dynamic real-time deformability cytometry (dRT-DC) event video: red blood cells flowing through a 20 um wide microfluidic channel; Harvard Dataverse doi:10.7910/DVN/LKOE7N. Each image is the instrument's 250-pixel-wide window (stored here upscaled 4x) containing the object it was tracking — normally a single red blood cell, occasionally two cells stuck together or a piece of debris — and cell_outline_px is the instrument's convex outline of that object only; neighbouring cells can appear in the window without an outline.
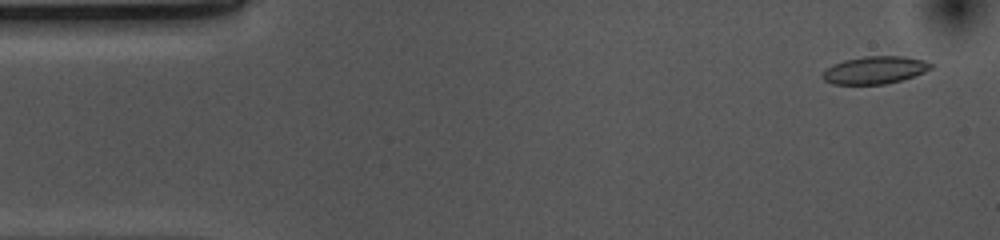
{"species": "common noctule bat (a hibernating species)", "species_latin": "Nyctalus noctula", "temperature_condition": "cold", "stored_images_in_passage": 52, "camera_frame_rate_fps": 3000, "um_per_image_px": 0.085, "animal": {"sex": "female", "body_mass_g": 10.0, "forearm_length_mm": 53.1}, "frame": {"image": 1, "passage_image": 2, "time_ms": 0.333, "image_size_px": [1000, 240], "cell_outline_px": [[932, 68], [924, 72], [900, 80], [884, 84], [832, 84], [824, 80], [820, 76], [820, 72], [832, 64], [844, 60], [864, 56], [904, 56], [924, 60], [932, 64]], "centroid_in_image_um": [74.29, 5.95], "position_along_channel_um": 10.7, "area_um2": 17.46}}
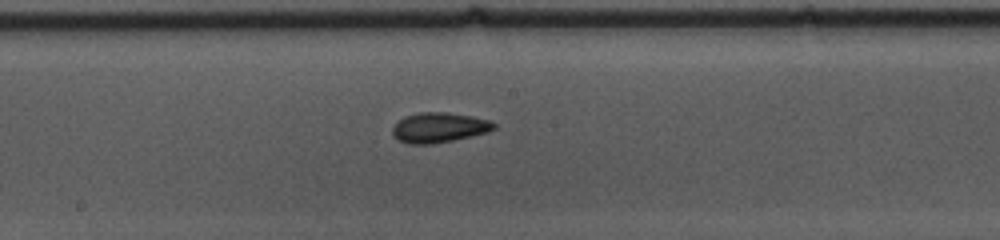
{"frame": {"image": 2, "passage_image": 26, "time_ms": 8.333, "image_size_px": [1000, 240], "cell_outline_px": [[496, 128], [488, 132], [472, 136], [432, 144], [408, 144], [400, 140], [392, 132], [392, 128], [404, 116], [420, 112], [444, 112], [472, 116], [492, 120], [496, 124]], "centroid_in_image_um": [37.37, 10.83], "position_along_channel_um": 210.8, "area_um2": 17.69}}
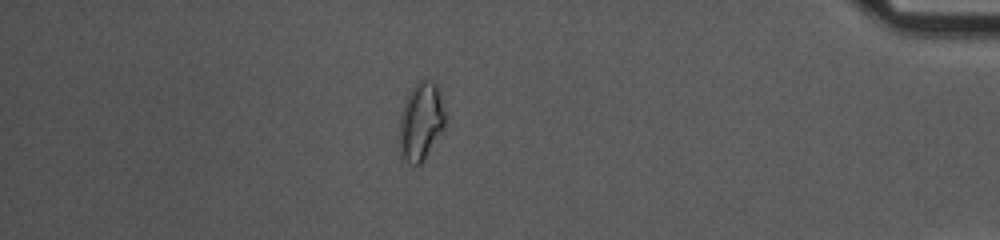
{"frame": {"image": 3, "passage_image": 45, "time_ms": 14.667, "image_size_px": [1000, 240], "cell_outline_px": [[444, 128], [424, 160], [420, 164], [408, 164], [400, 156], [400, 112], [404, 100], [408, 92], [416, 80], [424, 76], [432, 80], [436, 84], [444, 112]], "centroid_in_image_um": [35.74, 10.28], "position_along_channel_um": 399.5, "area_um2": 21.1}, "authors_computed_cell_mechanics": {"area_um2": 17.629, "velocity_mm_per_s": 3.7, "shape_relaxation_time_tau1_ms": 7.2649, "shape_relaxation_time_tau2_ms": 3.5111, "deformation_change_tau1": 0.1326, "deformation_change_tau2": 0.084}}